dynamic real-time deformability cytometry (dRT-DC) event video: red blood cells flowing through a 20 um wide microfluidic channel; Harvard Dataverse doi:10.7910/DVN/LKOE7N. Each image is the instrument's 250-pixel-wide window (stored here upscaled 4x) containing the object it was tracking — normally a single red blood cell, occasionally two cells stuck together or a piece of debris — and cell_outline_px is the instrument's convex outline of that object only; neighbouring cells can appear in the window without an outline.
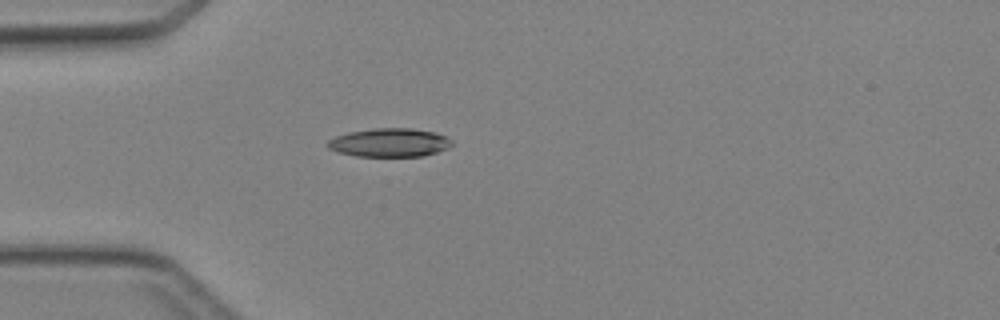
{"species": "Egyptian fruit bat (a non-hibernating species)", "species_latin": "Rousettus aegyptiacus", "temperature_condition": "cold", "stored_images_in_passage": 5, "camera_frame_rate_fps": 3000, "um_per_image_px": 0.085, "animal": {"sex": "female"}, "frame": {"image": 1, "passage_image": 5, "time_ms": 4.333, "image_size_px": [1000, 320], "cell_outline_px": [[452, 144], [448, 148], [424, 156], [356, 156], [340, 152], [328, 148], [324, 144], [328, 140], [336, 136], [348, 132], [376, 128], [412, 128], [436, 132], [452, 140]], "centroid_in_image_um": [33.1, 12.11], "position_along_channel_um": 51.9, "area_um2": 20.69}}